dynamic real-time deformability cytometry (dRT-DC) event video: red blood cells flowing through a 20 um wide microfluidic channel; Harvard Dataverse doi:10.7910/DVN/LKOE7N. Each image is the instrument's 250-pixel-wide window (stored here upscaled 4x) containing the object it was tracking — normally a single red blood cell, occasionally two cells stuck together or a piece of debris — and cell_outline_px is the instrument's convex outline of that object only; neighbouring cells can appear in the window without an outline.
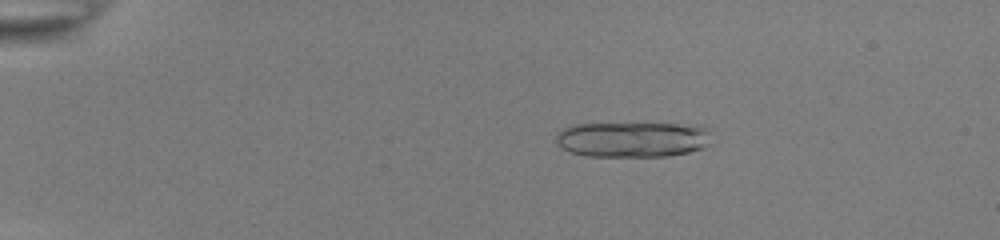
{"species": "common noctule bat (a hibernating species)", "species_latin": "Nyctalus noctula", "temperature_condition": "room temperature", "stored_images_in_passage": 40, "segment_of_instrument_passage": [1, 2], "camera_frame_rate_fps": 3000, "um_per_image_px": 0.085, "animal": {"sex": "female", "body_mass_g": 22.0, "forearm_length_mm": 56.7}, "frame": {"image": 1, "passage_image": 11, "time_ms": 3.333, "image_size_px": [1000, 240], "cell_outline_px": [[708, 144], [704, 148], [688, 152], [668, 156], [588, 156], [568, 152], [560, 148], [552, 140], [556, 132], [560, 128], [572, 124], [708, 124]], "centroid_in_image_um": [53.7, 11.84], "position_along_channel_um": 31.3, "area_um2": 32.77}}